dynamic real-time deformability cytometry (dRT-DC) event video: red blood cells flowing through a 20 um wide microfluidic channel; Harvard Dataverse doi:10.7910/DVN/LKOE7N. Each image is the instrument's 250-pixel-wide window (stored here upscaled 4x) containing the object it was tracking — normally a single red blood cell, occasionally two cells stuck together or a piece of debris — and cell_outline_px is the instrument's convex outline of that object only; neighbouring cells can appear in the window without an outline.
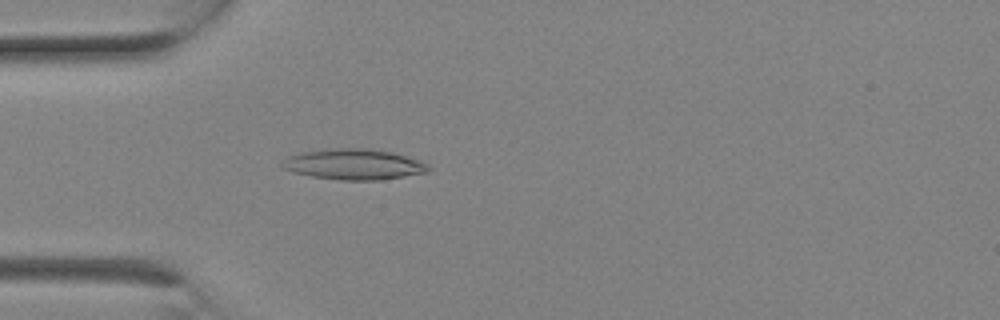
{"species": "Egyptian fruit bat (a non-hibernating species)", "species_latin": "Rousettus aegyptiacus", "temperature_condition": "room temperature", "stored_images_in_passage": 1, "camera_frame_rate_fps": 3000, "um_per_image_px": 0.085, "animal": {"sex": "female"}, "frame": {"image": 1, "passage_image": 1, "time_ms": 0.0, "image_size_px": [1000, 320], "cell_outline_px": [[432, 168], [428, 172], [380, 180], [340, 180], [312, 176], [292, 172], [284, 168], [280, 164], [280, 160], [288, 156], [300, 152], [332, 148], [364, 148], [392, 152], [420, 160], [428, 164]], "centroid_in_image_um": [30.06, 13.96], "position_along_channel_um": 54.9, "area_um2": 26.3}}